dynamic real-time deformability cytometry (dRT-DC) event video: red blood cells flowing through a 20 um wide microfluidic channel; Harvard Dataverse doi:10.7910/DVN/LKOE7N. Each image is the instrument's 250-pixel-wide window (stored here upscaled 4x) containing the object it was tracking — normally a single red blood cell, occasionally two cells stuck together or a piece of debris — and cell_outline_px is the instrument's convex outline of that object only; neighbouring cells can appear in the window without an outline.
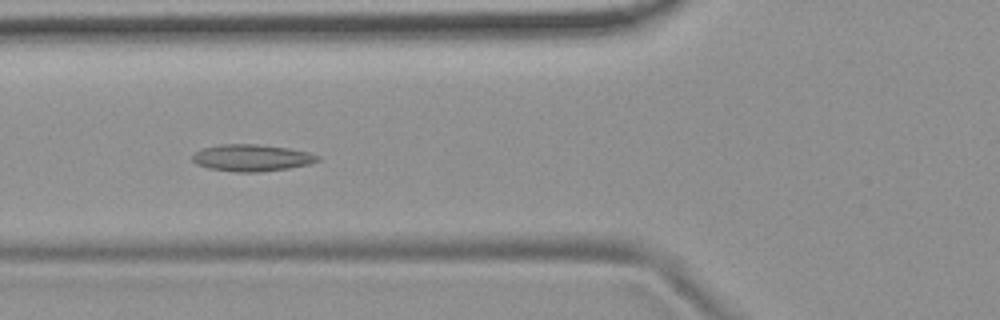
{"species": "common noctule bat (a hibernating species)", "species_latin": "Nyctalus noctula", "temperature_condition": "room temperature", "stored_images_in_passage": 54, "camera_frame_rate_fps": 3000, "um_per_image_px": 0.085, "animal": {"sex": "female", "body_mass_g": 19.9}, "frame": {"image": 1, "passage_image": 20, "time_ms": 6.333, "image_size_px": [1000, 320], "cell_outline_px": [[320, 160], [308, 164], [288, 168], [260, 172], [236, 172], [208, 168], [196, 164], [192, 160], [192, 156], [196, 152], [204, 148], [220, 144], [256, 144], [288, 148], [308, 152], [320, 156]], "centroid_in_image_um": [21.39, 13.42], "position_along_channel_um": 104.4, "area_um2": 19.48}}
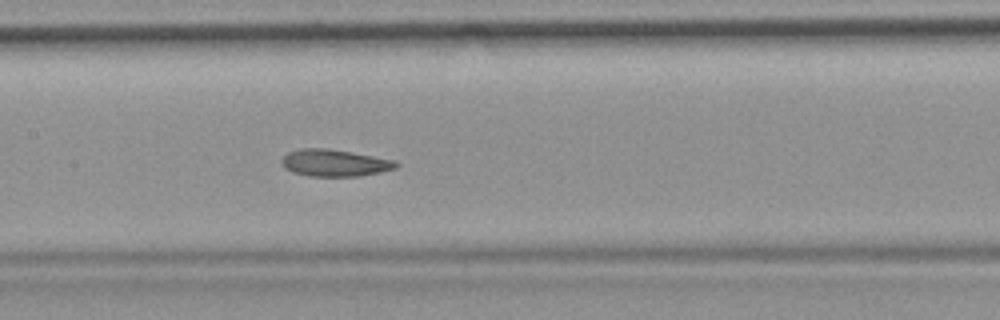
{"frame": {"image": 2, "passage_image": 26, "time_ms": 8.333, "image_size_px": [1000, 320], "cell_outline_px": [[400, 164], [396, 168], [380, 172], [360, 176], [308, 176], [292, 172], [284, 168], [280, 160], [288, 152], [300, 148], [328, 148], [352, 152], [396, 160]], "centroid_in_image_um": [28.44, 13.84], "position_along_channel_um": 179.0, "area_um2": 18.15}}
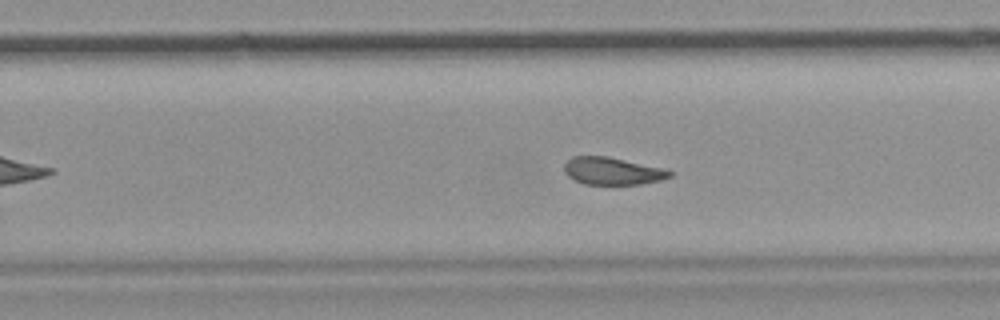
{"frame": {"image": 3, "passage_image": 34, "time_ms": 11.0, "image_size_px": [1000, 320], "cell_outline_px": [[672, 176], [660, 180], [640, 184], [584, 184], [568, 176], [564, 172], [564, 164], [572, 156], [608, 156], [664, 168], [672, 172]], "centroid_in_image_um": [52.05, 14.53], "position_along_channel_um": 277.7, "area_um2": 16.82}, "authors_computed_cell_mechanics": {"area_um2": 18.785, "velocity_mm_per_s": 3.723, "shape_relaxation_time_tau1_ms": 10.7493, "shape_relaxation_time_tau2_ms": 2.9764, "deformation_change_tau1": 0.2009, "deformation_change_tau2": 0.1041}}